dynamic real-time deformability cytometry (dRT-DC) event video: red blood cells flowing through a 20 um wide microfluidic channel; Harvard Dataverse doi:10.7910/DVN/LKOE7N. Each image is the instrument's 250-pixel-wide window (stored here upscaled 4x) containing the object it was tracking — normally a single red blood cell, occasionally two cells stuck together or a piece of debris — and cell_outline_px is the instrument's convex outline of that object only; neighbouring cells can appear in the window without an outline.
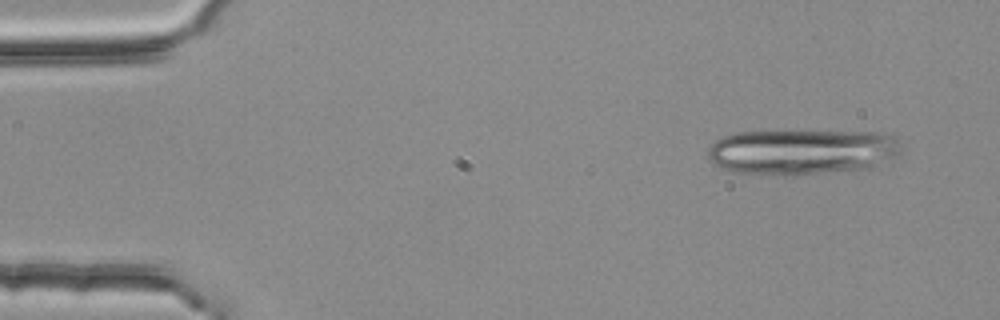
{"species": "common noctule bat (a hibernating species)", "species_latin": "Nyctalus noctula", "temperature_condition": "room temperature", "stored_images_in_passage": 3, "camera_frame_rate_fps": 3000, "um_per_image_px": 0.085, "animal": {"sex": "female", "body_mass_g": 25.1}, "frame": {"image": 1, "passage_image": 1, "time_ms": 0.0, "image_size_px": [1000, 320], "cell_outline_px": [[904, 152], [900, 156], [872, 168], [784, 176], [732, 172], [720, 168], [708, 160], [708, 148], [716, 140], [724, 136], [736, 132], [876, 132], [892, 136], [904, 144]], "centroid_in_image_um": [68.22, 12.92], "position_along_channel_um": 16.8, "area_um2": 51.85}}